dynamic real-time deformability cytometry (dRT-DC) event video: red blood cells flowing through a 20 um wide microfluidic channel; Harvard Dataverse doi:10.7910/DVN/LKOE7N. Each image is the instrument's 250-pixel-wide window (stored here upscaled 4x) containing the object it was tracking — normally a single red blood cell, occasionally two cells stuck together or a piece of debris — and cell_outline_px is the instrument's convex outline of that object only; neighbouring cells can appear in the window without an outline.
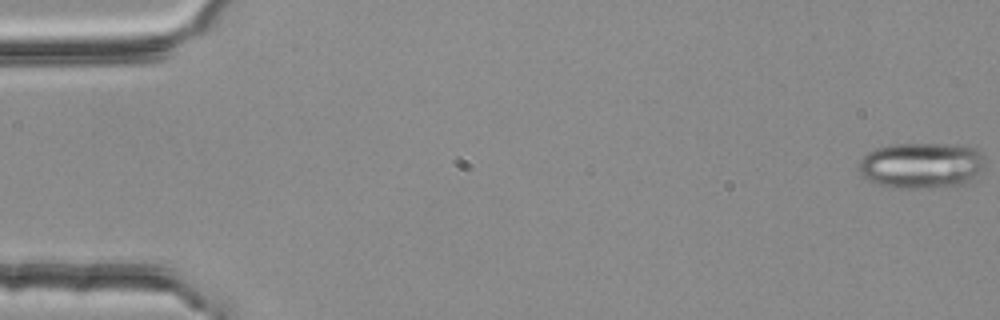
{"species": "common noctule bat (a hibernating species)", "species_latin": "Nyctalus noctula", "temperature_condition": "room temperature", "stored_images_in_passage": 4, "camera_frame_rate_fps": 3000, "um_per_image_px": 0.085, "animal": {"sex": "female", "body_mass_g": 25.1}, "frame": {"image": 1, "passage_image": 1, "time_ms": 0.0, "image_size_px": [1000, 320], "cell_outline_px": [[984, 164], [976, 180], [964, 184], [932, 188], [888, 188], [876, 184], [868, 180], [860, 172], [860, 160], [868, 152], [876, 148], [888, 144], [956, 144], [976, 148], [980, 152], [984, 160]], "centroid_in_image_um": [78.35, 14.07], "position_along_channel_um": 6.6, "area_um2": 34.28}}